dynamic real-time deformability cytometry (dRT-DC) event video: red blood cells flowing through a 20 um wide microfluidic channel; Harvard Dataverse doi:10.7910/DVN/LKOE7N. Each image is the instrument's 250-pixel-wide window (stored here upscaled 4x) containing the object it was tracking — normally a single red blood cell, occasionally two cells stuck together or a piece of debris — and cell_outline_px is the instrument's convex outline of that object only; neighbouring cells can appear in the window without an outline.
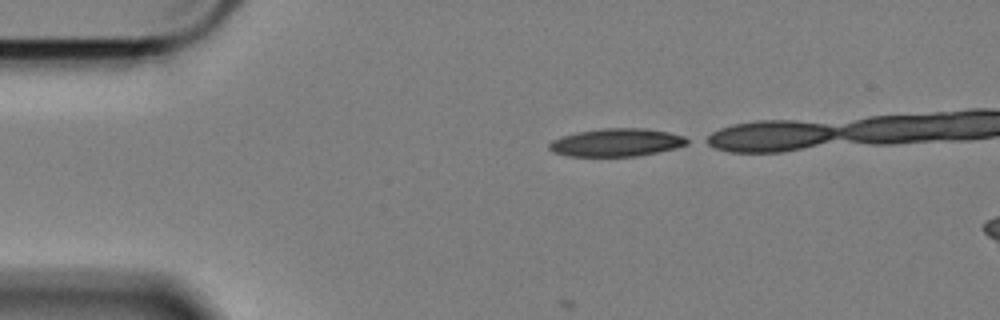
{"species": "Egyptian fruit bat (a non-hibernating species)", "species_latin": "Rousettus aegyptiacus", "temperature_condition": "cold", "stored_images_in_passage": 15, "camera_frame_rate_fps": 3000, "um_per_image_px": 0.085, "animal": {"sex": "female"}, "frame": {"image": 1, "passage_image": 1, "time_ms": 0.0, "image_size_px": [1000, 320], "cell_outline_px": [[692, 140], [688, 144], [676, 148], [636, 156], [568, 156], [552, 152], [548, 148], [548, 144], [552, 140], [560, 136], [576, 132], [604, 128], [644, 128], [668, 132], [684, 136]], "centroid_in_image_um": [52.39, 12.1], "position_along_channel_um": 32.6, "area_um2": 22.6}}
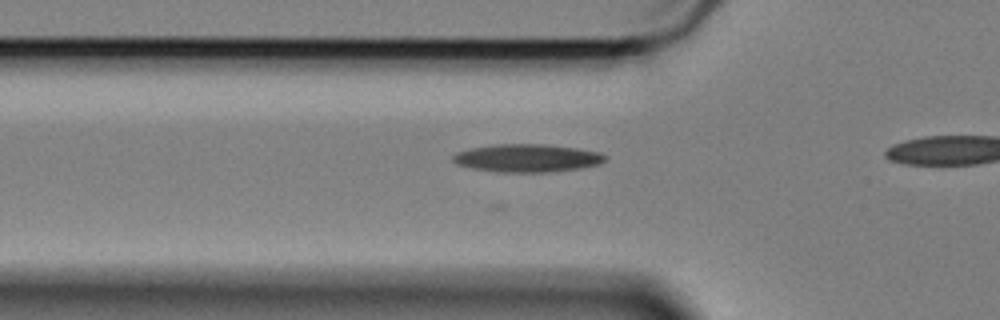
{"frame": {"image": 2, "passage_image": 9, "time_ms": 2.667, "image_size_px": [1000, 320], "cell_outline_px": [[608, 156], [600, 164], [584, 168], [544, 172], [500, 172], [472, 168], [456, 164], [452, 160], [452, 156], [456, 152], [472, 148], [496, 144], [544, 144], [576, 148], [600, 152]], "centroid_in_image_um": [44.82, 13.43], "position_along_channel_um": 81.0, "area_um2": 24.8}}
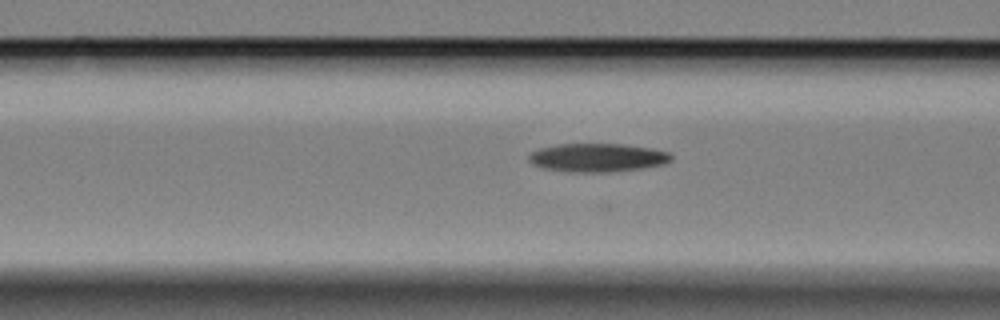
{"frame": {"image": 3, "passage_image": 12, "time_ms": 3.667, "image_size_px": [1000, 320], "cell_outline_px": [[672, 160], [664, 164], [640, 168], [608, 172], [568, 172], [544, 168], [532, 164], [528, 160], [528, 156], [532, 152], [540, 148], [560, 144], [620, 144], [652, 148], [668, 152], [672, 156]], "centroid_in_image_um": [50.77, 13.4], "position_along_channel_um": 115.8, "area_um2": 23.52}}